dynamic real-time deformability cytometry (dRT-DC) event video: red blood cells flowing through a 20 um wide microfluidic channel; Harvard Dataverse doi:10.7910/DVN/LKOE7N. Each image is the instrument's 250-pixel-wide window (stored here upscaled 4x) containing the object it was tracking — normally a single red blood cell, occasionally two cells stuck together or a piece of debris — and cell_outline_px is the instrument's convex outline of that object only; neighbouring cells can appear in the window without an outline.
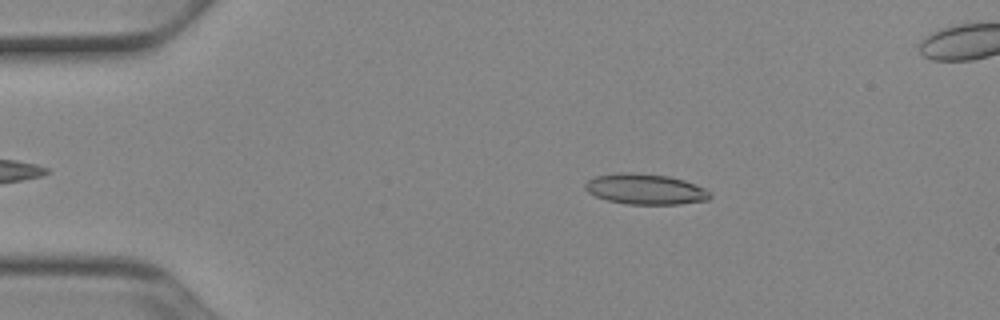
{"species": "Egyptian fruit bat (a non-hibernating species)", "species_latin": "Rousettus aegyptiacus", "temperature_condition": "cold", "stored_images_in_passage": 50, "segment_of_instrument_passage": [1, 2], "camera_frame_rate_fps": 3000, "um_per_image_px": 0.085, "animal": {"sex": "female"}, "frame": {"image": 1, "passage_image": 7, "time_ms": 2.0, "image_size_px": [1000, 320], "cell_outline_px": [[712, 196], [708, 200], [680, 204], [628, 204], [608, 200], [596, 196], [588, 192], [584, 188], [584, 184], [588, 180], [596, 176], [620, 172], [640, 172], [668, 176], [684, 180], [704, 188]], "centroid_in_image_um": [54.84, 16.07], "position_along_channel_um": 30.2, "area_um2": 22.25}}
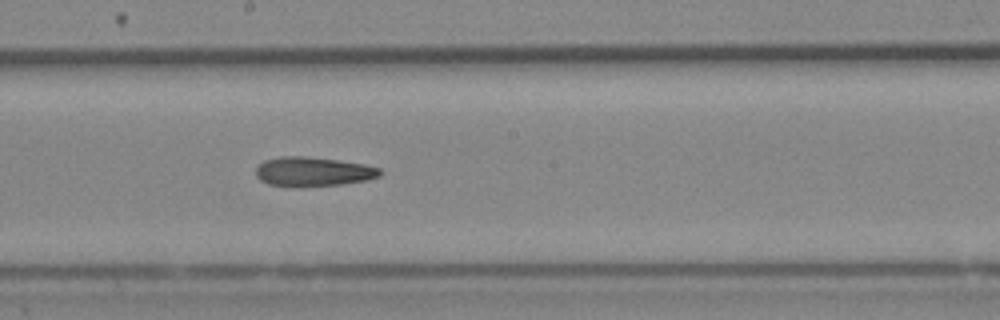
{"frame": {"image": 2, "passage_image": 26, "time_ms": 8.333, "image_size_px": [1000, 320], "cell_outline_px": [[384, 172], [380, 176], [368, 180], [344, 184], [296, 188], [288, 188], [268, 184], [260, 180], [256, 176], [256, 168], [264, 160], [280, 156], [304, 156], [340, 160], [364, 164], [380, 168]], "centroid_in_image_um": [26.61, 14.61], "position_along_channel_um": 221.6, "area_um2": 21.85}}
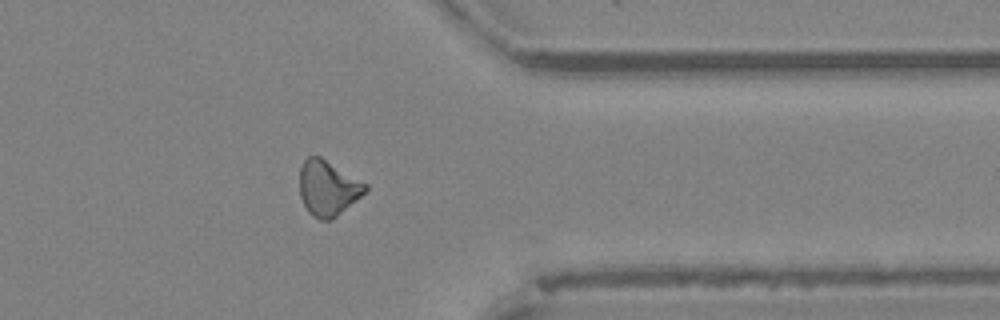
{"frame": {"image": 3, "passage_image": 39, "time_ms": 12.667, "image_size_px": [1000, 320], "cell_outline_px": [[368, 188], [356, 200], [332, 220], [320, 220], [312, 216], [308, 212], [300, 196], [300, 168], [304, 160], [308, 156], [320, 156], [368, 184]], "centroid_in_image_um": [27.86, 15.99], "position_along_channel_um": 383.5, "area_um2": 21.1}}